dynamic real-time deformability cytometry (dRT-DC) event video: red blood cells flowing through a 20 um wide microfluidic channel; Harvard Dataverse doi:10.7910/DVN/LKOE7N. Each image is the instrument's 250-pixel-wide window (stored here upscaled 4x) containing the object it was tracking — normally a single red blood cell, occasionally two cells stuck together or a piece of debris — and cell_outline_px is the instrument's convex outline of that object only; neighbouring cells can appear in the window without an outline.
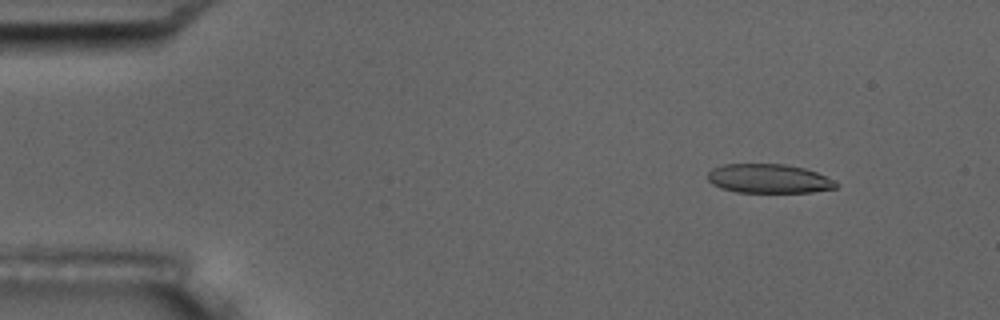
{"species": "common noctule bat (a hibernating species)", "species_latin": "Nyctalus noctula", "temperature_condition": "room temperature", "stored_images_in_passage": 5, "camera_frame_rate_fps": 3000, "um_per_image_px": 0.085, "animal": {"sex": "male", "body_mass_g": 17.5, "forearm_length_mm": 52.3}, "frame": {"image": 1, "passage_image": 2, "time_ms": 1.333, "image_size_px": [1000, 320], "cell_outline_px": [[840, 184], [836, 188], [812, 192], [736, 192], [720, 188], [712, 184], [708, 180], [708, 172], [712, 168], [724, 164], [784, 164], [804, 168], [816, 172]], "centroid_in_image_um": [65.32, 15.18], "position_along_channel_um": 19.7, "area_um2": 21.73}}
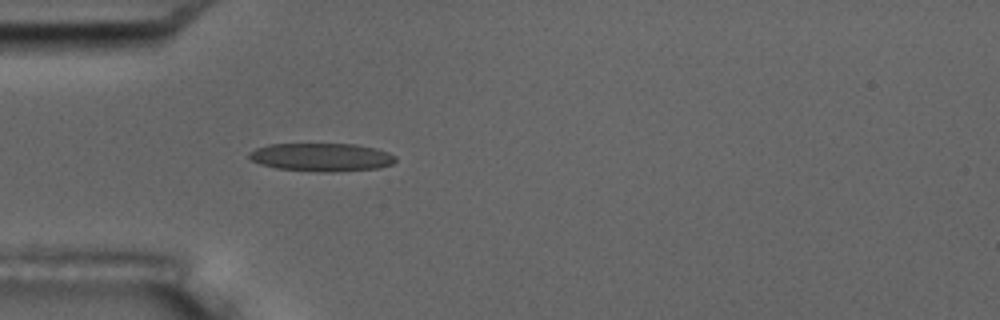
{"frame": {"image": 2, "passage_image": 5, "time_ms": 4.667, "image_size_px": [1000, 320], "cell_outline_px": [[396, 160], [392, 164], [380, 168], [332, 172], [316, 172], [276, 168], [260, 164], [252, 160], [248, 156], [248, 152], [256, 148], [268, 144], [356, 144], [376, 148], [388, 152], [396, 156]], "centroid_in_image_um": [27.34, 13.36], "position_along_channel_um": 57.7, "area_um2": 24.28}}